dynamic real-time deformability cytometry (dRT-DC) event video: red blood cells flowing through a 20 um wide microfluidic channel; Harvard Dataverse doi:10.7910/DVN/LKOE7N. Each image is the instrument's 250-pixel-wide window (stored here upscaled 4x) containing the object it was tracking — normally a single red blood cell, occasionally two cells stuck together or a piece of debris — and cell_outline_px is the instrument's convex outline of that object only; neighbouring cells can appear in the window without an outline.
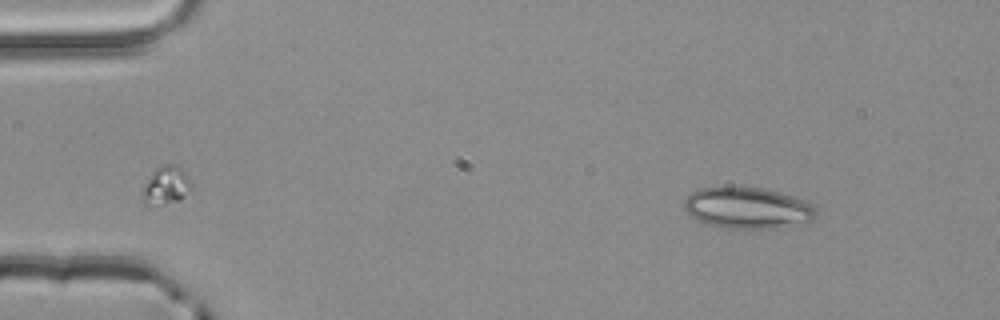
{"species": "common noctule bat (a hibernating species)", "species_latin": "Nyctalus noctula", "temperature_condition": "room temperature", "stored_images_in_passage": 2, "segment_of_instrument_passage": [2, 2], "camera_frame_rate_fps": 3000, "um_per_image_px": 0.085, "animal": {"sex": "male", "body_mass_g": 20.4}, "frame": {"image": 1, "passage_image": 2, "time_ms": 0.333, "image_size_px": [1000, 320], "cell_outline_px": [[816, 220], [768, 228], [720, 228], [700, 220], [692, 216], [684, 208], [684, 200], [692, 192], [700, 188], [760, 188], [780, 192], [804, 200], [812, 204], [816, 208]], "centroid_in_image_um": [63.56, 17.68], "position_along_channel_um": 21.4, "area_um2": 31.1}}